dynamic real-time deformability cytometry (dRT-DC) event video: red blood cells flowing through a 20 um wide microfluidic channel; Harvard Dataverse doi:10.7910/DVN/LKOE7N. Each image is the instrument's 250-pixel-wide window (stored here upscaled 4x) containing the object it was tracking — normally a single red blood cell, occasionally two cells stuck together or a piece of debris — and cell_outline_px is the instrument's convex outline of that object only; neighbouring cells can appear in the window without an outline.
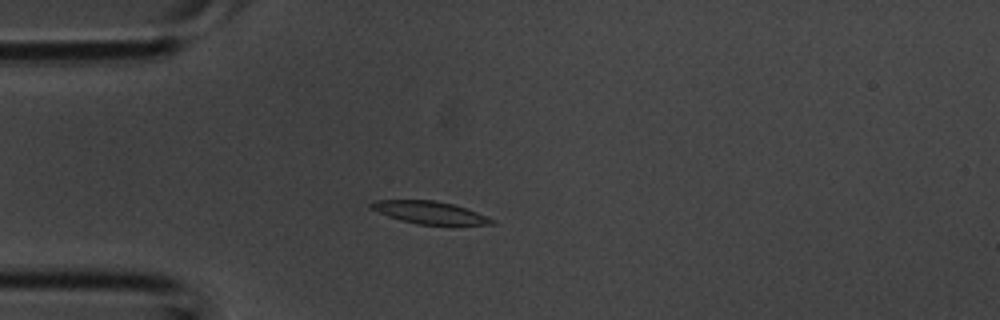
{"species": "common noctule bat (a hibernating species)", "species_latin": "Nyctalus noctula", "temperature_condition": "room temperature", "stored_images_in_passage": 2, "camera_frame_rate_fps": 3000, "um_per_image_px": 0.085, "animal": {"sex": "male", "body_mass_g": 20.1, "forearm_length_mm": 53.5}, "frame": {"image": 1, "passage_image": 2, "time_ms": 0.333, "image_size_px": [1000, 320], "cell_outline_px": [[496, 224], [416, 224], [400, 220], [388, 216], [368, 208], [368, 204], [376, 200], [436, 200], [452, 204], [476, 212], [496, 220]], "centroid_in_image_um": [36.46, 18.05], "position_along_channel_um": 48.5, "area_um2": 15.66}}